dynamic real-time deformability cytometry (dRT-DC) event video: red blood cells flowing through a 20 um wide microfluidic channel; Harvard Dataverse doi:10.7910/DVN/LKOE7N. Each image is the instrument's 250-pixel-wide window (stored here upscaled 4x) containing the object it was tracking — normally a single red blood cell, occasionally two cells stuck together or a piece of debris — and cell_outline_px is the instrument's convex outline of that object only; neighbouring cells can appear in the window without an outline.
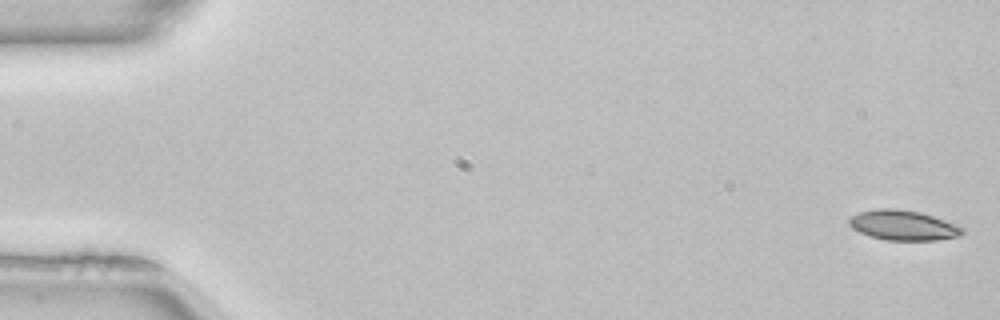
{"species": "common noctule bat (a hibernating species)", "species_latin": "Nyctalus noctula", "temperature_condition": "room temperature", "stored_images_in_passage": 51, "camera_frame_rate_fps": 3000, "um_per_image_px": 0.085, "animal": {"sex": "female", "body_mass_g": 22.7, "forearm_length_mm": 54.2}, "frame": {"image": 1, "passage_image": 1, "time_ms": 0.0, "image_size_px": [1000, 320], "cell_outline_px": [[964, 232], [960, 236], [936, 240], [884, 240], [868, 236], [852, 228], [848, 224], [848, 220], [852, 216], [860, 212], [880, 208], [896, 208], [920, 212], [956, 224], [964, 228]], "centroid_in_image_um": [76.76, 19.15], "position_along_channel_um": 8.2, "area_um2": 19.83}}
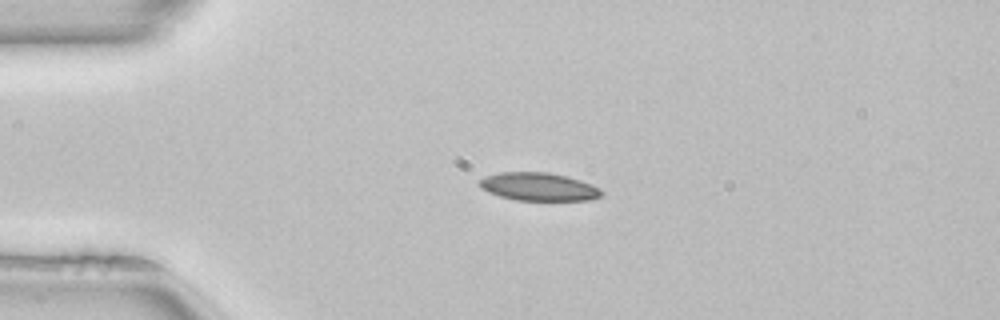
{"frame": {"image": 2, "passage_image": 12, "time_ms": 3.667, "image_size_px": [1000, 320], "cell_outline_px": [[604, 196], [588, 200], [516, 200], [500, 196], [488, 192], [480, 188], [480, 180], [484, 176], [500, 172], [548, 172], [580, 180], [592, 184], [600, 188], [604, 192]], "centroid_in_image_um": [45.81, 15.87], "position_along_channel_um": 39.2, "area_um2": 20.0}}
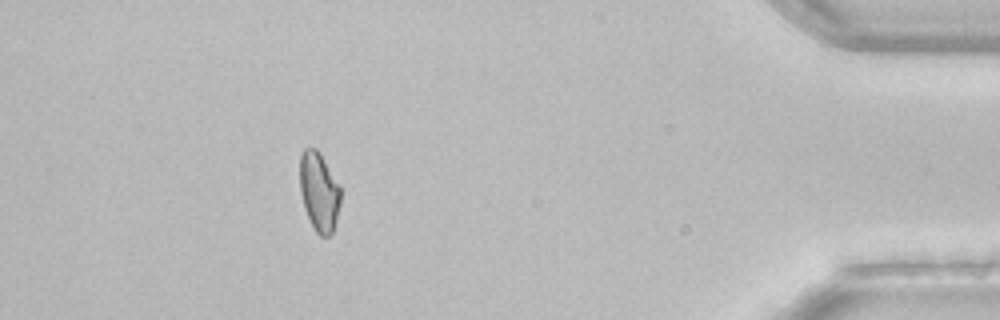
{"frame": {"image": 3, "passage_image": 46, "time_ms": 15.0, "image_size_px": [1000, 320], "cell_outline_px": [[340, 204], [336, 220], [332, 232], [328, 236], [320, 236], [316, 232], [304, 208], [300, 192], [300, 156], [304, 148], [316, 148], [320, 152], [340, 184]], "centroid_in_image_um": [27.12, 16.26], "position_along_channel_um": 408.1, "area_um2": 18.84}}